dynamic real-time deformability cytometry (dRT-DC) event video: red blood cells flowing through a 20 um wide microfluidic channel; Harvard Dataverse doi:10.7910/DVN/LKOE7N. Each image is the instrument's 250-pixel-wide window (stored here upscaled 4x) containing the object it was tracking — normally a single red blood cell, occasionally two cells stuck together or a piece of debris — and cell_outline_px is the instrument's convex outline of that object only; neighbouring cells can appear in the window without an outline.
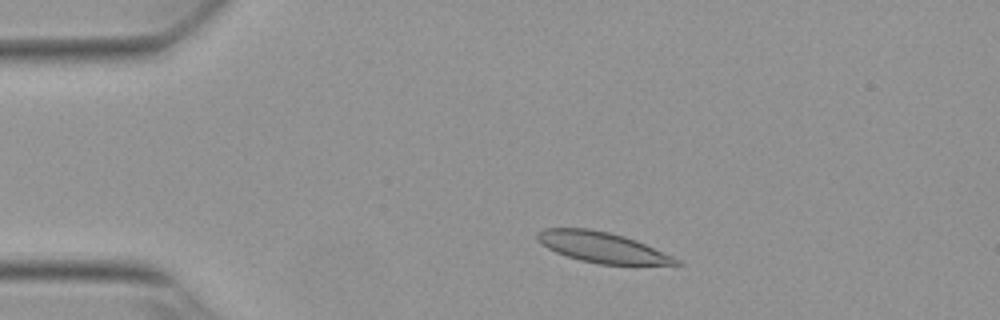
{"species": "Egyptian fruit bat (a non-hibernating species)", "species_latin": "Rousettus aegyptiacus", "temperature_condition": "warm", "stored_images_in_passage": 50, "camera_frame_rate_fps": 3000, "um_per_image_px": 0.085, "animal": {"sex": "female"}, "frame": {"image": 1, "passage_image": 7, "time_ms": 2.0, "image_size_px": [1000, 320], "cell_outline_px": [[684, 264], [600, 264], [580, 260], [556, 252], [540, 244], [536, 236], [536, 232], [544, 228], [588, 228], [608, 232], [624, 236], [636, 240], [672, 256], [680, 260]], "centroid_in_image_um": [51.14, 21.0], "position_along_channel_um": 33.9, "area_um2": 24.39}}
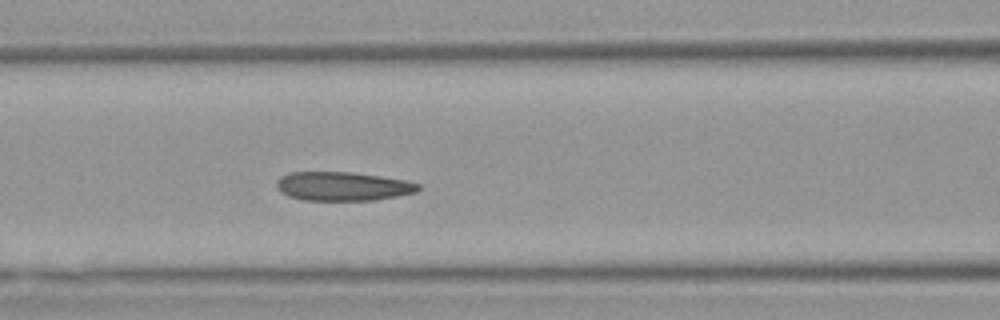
{"frame": {"image": 2, "passage_image": 19, "time_ms": 6.0, "image_size_px": [1000, 320], "cell_outline_px": [[420, 188], [416, 192], [396, 196], [372, 200], [304, 200], [288, 196], [280, 192], [276, 184], [276, 180], [280, 176], [288, 172], [352, 172], [380, 176], [404, 180], [420, 184]], "centroid_in_image_um": [29.09, 15.83], "position_along_channel_um": 137.5, "area_um2": 23.81}}
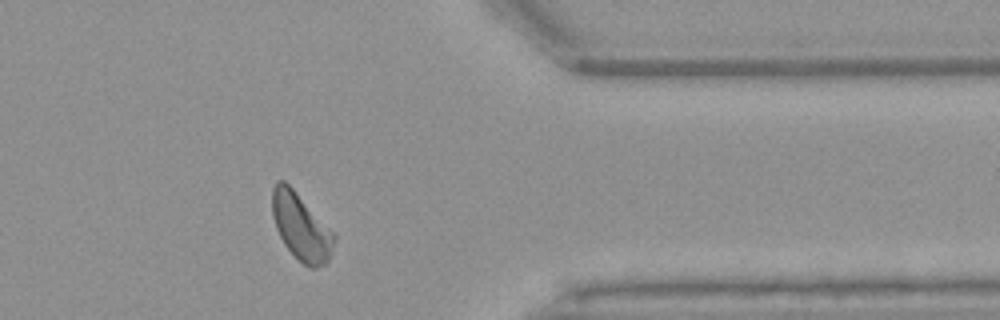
{"frame": {"image": 3, "passage_image": 40, "time_ms": 13.0, "image_size_px": [1000, 320], "cell_outline_px": [[336, 240], [332, 252], [328, 260], [324, 264], [316, 268], [308, 268], [284, 244], [276, 228], [272, 216], [272, 188], [276, 180], [284, 180], [292, 188], [336, 236]], "centroid_in_image_um": [25.57, 19.29], "position_along_channel_um": 385.8, "area_um2": 23.64}, "authors_computed_cell_mechanics": {"area_um2": 24.0737, "velocity_mm_per_s": 3.7765, "shape_relaxation_time_tau1_ms": 6.735, "shape_relaxation_time_tau2_ms": 2.6929, "deformation_change_tau1": 0.1631, "deformation_change_tau2": 0.048}}